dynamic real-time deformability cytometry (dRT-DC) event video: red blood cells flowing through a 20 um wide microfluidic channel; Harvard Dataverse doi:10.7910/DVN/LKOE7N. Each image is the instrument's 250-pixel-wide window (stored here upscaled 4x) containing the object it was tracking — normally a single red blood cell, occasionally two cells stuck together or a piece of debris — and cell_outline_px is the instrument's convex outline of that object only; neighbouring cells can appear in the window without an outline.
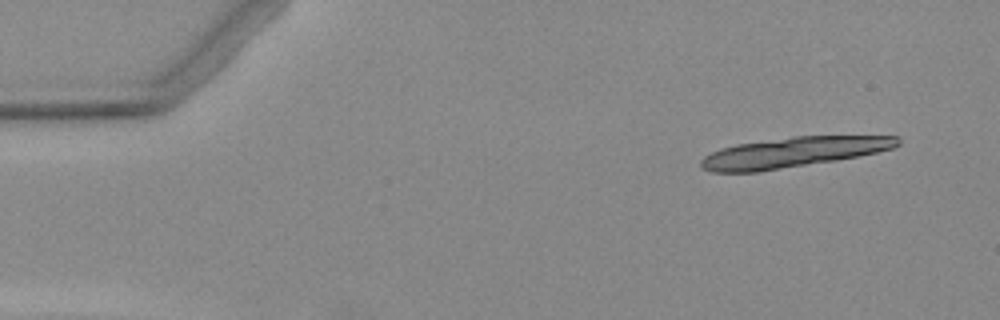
{"species": "Egyptian fruit bat (a non-hibernating species)", "species_latin": "Rousettus aegyptiacus", "temperature_condition": "warm", "stored_images_in_passage": 5, "camera_frame_rate_fps": 3000, "um_per_image_px": 0.085, "animal": {"sex": "female"}, "frame": {"image": 1, "passage_image": 1, "time_ms": 0.0, "image_size_px": [1000, 320], "cell_outline_px": [[900, 144], [892, 148], [876, 152], [836, 160], [760, 172], [712, 172], [700, 168], [700, 160], [704, 156], [720, 148], [736, 144], [796, 136], [900, 136]], "centroid_in_image_um": [67.37, 12.95], "position_along_channel_um": 17.6, "area_um2": 34.51}}